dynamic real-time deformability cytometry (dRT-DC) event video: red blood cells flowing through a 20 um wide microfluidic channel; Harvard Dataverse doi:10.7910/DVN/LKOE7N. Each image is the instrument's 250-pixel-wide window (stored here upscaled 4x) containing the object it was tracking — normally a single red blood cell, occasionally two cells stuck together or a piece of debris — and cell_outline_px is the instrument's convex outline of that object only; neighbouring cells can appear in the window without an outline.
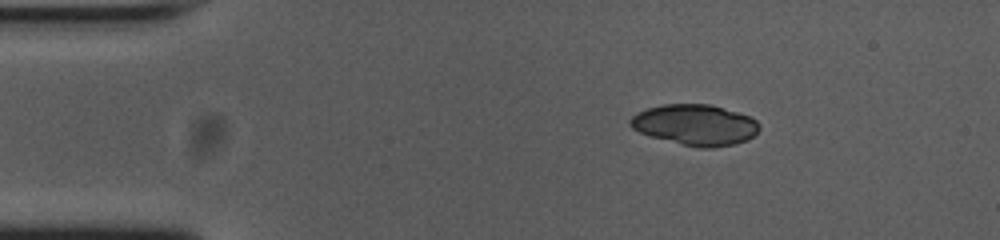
{"species": "common noctule bat (a hibernating species)", "species_latin": "Nyctalus noctula", "temperature_condition": "cold", "stored_images_in_passage": 46, "camera_frame_rate_fps": 3000, "um_per_image_px": 0.085, "animal": {"sex": "female", "body_mass_g": 23.0, "forearm_length_mm": 53.4}, "frame": {"image": 1, "passage_image": 1, "time_ms": 0.0, "image_size_px": [1000, 240], "cell_outline_px": [[760, 128], [748, 140], [736, 144], [712, 148], [700, 148], [680, 144], [652, 136], [640, 132], [632, 128], [628, 124], [628, 120], [636, 112], [648, 108], [664, 104], [708, 104], [752, 116], [760, 124]], "centroid_in_image_um": [59.1, 10.61], "position_along_channel_um": 25.9, "area_um2": 30.81}}